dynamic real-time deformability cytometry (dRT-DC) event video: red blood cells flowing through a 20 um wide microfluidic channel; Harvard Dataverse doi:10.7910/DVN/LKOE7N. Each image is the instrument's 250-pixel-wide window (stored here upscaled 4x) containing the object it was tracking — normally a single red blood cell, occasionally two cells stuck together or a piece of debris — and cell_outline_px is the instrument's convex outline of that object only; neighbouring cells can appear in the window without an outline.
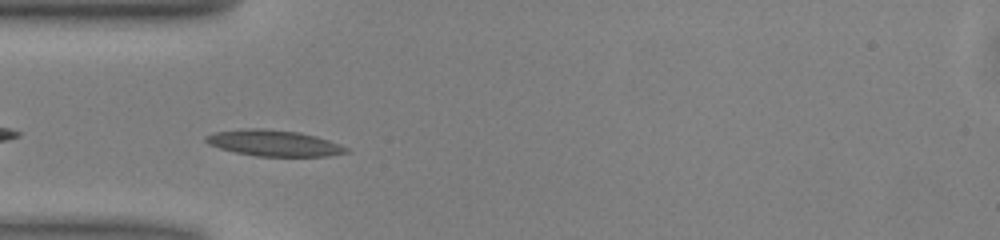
{"species": "common noctule bat (a hibernating species)", "species_latin": "Nyctalus noctula", "temperature_condition": "warm", "stored_images_in_passage": 37, "camera_frame_rate_fps": 3000, "um_per_image_px": 0.085, "animal": {"sex": "male", "body_mass_g": 13.0, "forearm_length_mm": 53.1}, "frame": {"image": 1, "passage_image": 2, "time_ms": 0.333, "image_size_px": [1000, 240], "cell_outline_px": [[352, 152], [328, 156], [256, 156], [236, 152], [220, 148], [208, 144], [204, 140], [204, 136], [212, 132], [240, 128], [264, 128], [300, 132], [316, 136], [340, 144], [348, 148]], "centroid_in_image_um": [23.26, 12.15], "position_along_channel_um": 61.7, "area_um2": 21.62}}
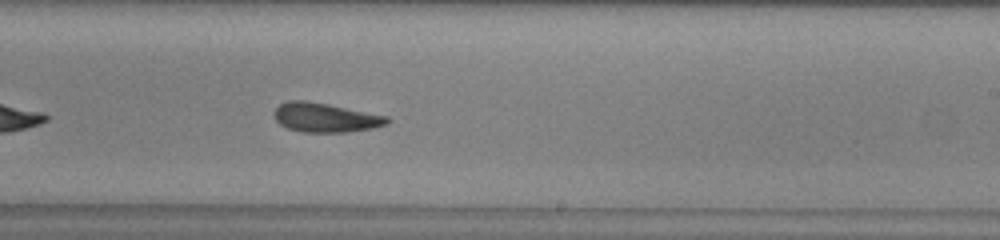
{"frame": {"image": 2, "passage_image": 17, "time_ms": 5.333, "image_size_px": [1000, 240], "cell_outline_px": [[392, 120], [388, 124], [372, 128], [344, 132], [304, 132], [288, 128], [280, 124], [276, 120], [276, 108], [280, 104], [288, 100], [304, 100], [328, 104], [388, 116]], "centroid_in_image_um": [27.7, 9.99], "position_along_channel_um": 261.3, "area_um2": 19.07}}
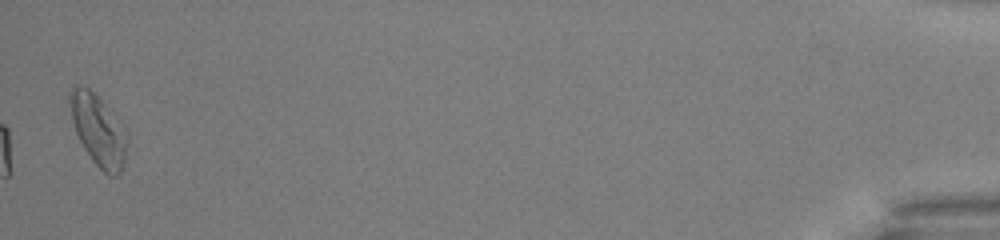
{"frame": {"image": 3, "passage_image": 37, "time_ms": 12.0, "image_size_px": [1000, 240], "cell_outline_px": [[128, 144], [124, 160], [120, 172], [116, 176], [108, 176], [92, 160], [84, 148], [76, 132], [72, 120], [68, 96], [68, 92], [76, 84], [88, 88], [124, 124], [128, 132]], "centroid_in_image_um": [8.38, 11.07], "position_along_channel_um": 426.8, "area_um2": 23.76}, "authors_computed_cell_mechanics": {"area_um2": 19.5942, "velocity_mm_per_s": 4.0172, "shape_relaxation_time_tau1_ms": 5.892, "shape_relaxation_time_tau2_ms": 4.7006, "deformation_change_tau1": 0.1685, "deformation_change_tau2": 0.1401}}